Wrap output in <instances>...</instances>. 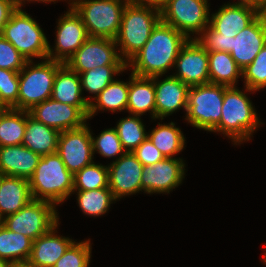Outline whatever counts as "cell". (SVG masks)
<instances>
[{"mask_svg": "<svg viewBox=\"0 0 266 267\" xmlns=\"http://www.w3.org/2000/svg\"><path fill=\"white\" fill-rule=\"evenodd\" d=\"M188 40L180 31L160 20L142 49L126 65L137 76H162L171 67L175 68L178 54Z\"/></svg>", "mask_w": 266, "mask_h": 267, "instance_id": "cell-1", "label": "cell"}, {"mask_svg": "<svg viewBox=\"0 0 266 267\" xmlns=\"http://www.w3.org/2000/svg\"><path fill=\"white\" fill-rule=\"evenodd\" d=\"M160 20L161 10L157 6L149 3L126 4L115 38L117 46H120L119 55L124 62L127 63L142 49Z\"/></svg>", "mask_w": 266, "mask_h": 267, "instance_id": "cell-2", "label": "cell"}, {"mask_svg": "<svg viewBox=\"0 0 266 267\" xmlns=\"http://www.w3.org/2000/svg\"><path fill=\"white\" fill-rule=\"evenodd\" d=\"M28 181L33 200L47 201L55 206L73 193L74 175L57 153L43 155Z\"/></svg>", "mask_w": 266, "mask_h": 267, "instance_id": "cell-3", "label": "cell"}, {"mask_svg": "<svg viewBox=\"0 0 266 267\" xmlns=\"http://www.w3.org/2000/svg\"><path fill=\"white\" fill-rule=\"evenodd\" d=\"M221 112L220 122L211 132H222L234 145L249 141L261 124L250 99L237 86L225 89Z\"/></svg>", "mask_w": 266, "mask_h": 267, "instance_id": "cell-4", "label": "cell"}, {"mask_svg": "<svg viewBox=\"0 0 266 267\" xmlns=\"http://www.w3.org/2000/svg\"><path fill=\"white\" fill-rule=\"evenodd\" d=\"M128 2L129 0H72L69 5L81 17L89 37L115 39Z\"/></svg>", "mask_w": 266, "mask_h": 267, "instance_id": "cell-5", "label": "cell"}, {"mask_svg": "<svg viewBox=\"0 0 266 267\" xmlns=\"http://www.w3.org/2000/svg\"><path fill=\"white\" fill-rule=\"evenodd\" d=\"M1 35L27 60L47 59L49 42L38 23L21 8H17L3 27Z\"/></svg>", "mask_w": 266, "mask_h": 267, "instance_id": "cell-6", "label": "cell"}, {"mask_svg": "<svg viewBox=\"0 0 266 267\" xmlns=\"http://www.w3.org/2000/svg\"><path fill=\"white\" fill-rule=\"evenodd\" d=\"M33 64V61H27L19 72L18 110L29 111L34 105L51 98L57 69L63 63L46 59Z\"/></svg>", "mask_w": 266, "mask_h": 267, "instance_id": "cell-7", "label": "cell"}, {"mask_svg": "<svg viewBox=\"0 0 266 267\" xmlns=\"http://www.w3.org/2000/svg\"><path fill=\"white\" fill-rule=\"evenodd\" d=\"M227 87L213 83L190 86L185 118L188 123L211 132L220 122Z\"/></svg>", "mask_w": 266, "mask_h": 267, "instance_id": "cell-8", "label": "cell"}, {"mask_svg": "<svg viewBox=\"0 0 266 267\" xmlns=\"http://www.w3.org/2000/svg\"><path fill=\"white\" fill-rule=\"evenodd\" d=\"M55 205L47 201L32 200L17 213L3 217V225L31 240L48 233L59 222Z\"/></svg>", "mask_w": 266, "mask_h": 267, "instance_id": "cell-9", "label": "cell"}, {"mask_svg": "<svg viewBox=\"0 0 266 267\" xmlns=\"http://www.w3.org/2000/svg\"><path fill=\"white\" fill-rule=\"evenodd\" d=\"M208 0H168L161 10V20L180 31L188 39L209 25ZM192 32V33H191Z\"/></svg>", "mask_w": 266, "mask_h": 267, "instance_id": "cell-10", "label": "cell"}, {"mask_svg": "<svg viewBox=\"0 0 266 267\" xmlns=\"http://www.w3.org/2000/svg\"><path fill=\"white\" fill-rule=\"evenodd\" d=\"M115 39L89 37L65 63L78 74L105 65H126L117 52Z\"/></svg>", "mask_w": 266, "mask_h": 267, "instance_id": "cell-11", "label": "cell"}, {"mask_svg": "<svg viewBox=\"0 0 266 267\" xmlns=\"http://www.w3.org/2000/svg\"><path fill=\"white\" fill-rule=\"evenodd\" d=\"M87 125L60 132L58 138L56 153L73 175L94 162L91 132Z\"/></svg>", "mask_w": 266, "mask_h": 267, "instance_id": "cell-12", "label": "cell"}, {"mask_svg": "<svg viewBox=\"0 0 266 267\" xmlns=\"http://www.w3.org/2000/svg\"><path fill=\"white\" fill-rule=\"evenodd\" d=\"M58 21L55 49L49 44L47 59L65 64L89 35L81 17L72 7Z\"/></svg>", "mask_w": 266, "mask_h": 267, "instance_id": "cell-13", "label": "cell"}, {"mask_svg": "<svg viewBox=\"0 0 266 267\" xmlns=\"http://www.w3.org/2000/svg\"><path fill=\"white\" fill-rule=\"evenodd\" d=\"M29 114L59 132L83 127L88 117L77 107L49 98L34 105Z\"/></svg>", "mask_w": 266, "mask_h": 267, "instance_id": "cell-14", "label": "cell"}, {"mask_svg": "<svg viewBox=\"0 0 266 267\" xmlns=\"http://www.w3.org/2000/svg\"><path fill=\"white\" fill-rule=\"evenodd\" d=\"M182 159L164 158L152 166H144L141 177V191L146 193H170L178 187L185 175Z\"/></svg>", "mask_w": 266, "mask_h": 267, "instance_id": "cell-15", "label": "cell"}, {"mask_svg": "<svg viewBox=\"0 0 266 267\" xmlns=\"http://www.w3.org/2000/svg\"><path fill=\"white\" fill-rule=\"evenodd\" d=\"M177 73L172 75L189 87L210 83L208 52L195 40L189 39L175 61Z\"/></svg>", "mask_w": 266, "mask_h": 267, "instance_id": "cell-16", "label": "cell"}, {"mask_svg": "<svg viewBox=\"0 0 266 267\" xmlns=\"http://www.w3.org/2000/svg\"><path fill=\"white\" fill-rule=\"evenodd\" d=\"M108 167V188L115 199L141 191L143 164L132 152L116 158Z\"/></svg>", "mask_w": 266, "mask_h": 267, "instance_id": "cell-17", "label": "cell"}, {"mask_svg": "<svg viewBox=\"0 0 266 267\" xmlns=\"http://www.w3.org/2000/svg\"><path fill=\"white\" fill-rule=\"evenodd\" d=\"M266 44V11L232 39L230 55L243 70L252 63Z\"/></svg>", "mask_w": 266, "mask_h": 267, "instance_id": "cell-18", "label": "cell"}, {"mask_svg": "<svg viewBox=\"0 0 266 267\" xmlns=\"http://www.w3.org/2000/svg\"><path fill=\"white\" fill-rule=\"evenodd\" d=\"M160 76H154L156 119L164 117L184 108L187 109L189 86L172 75L158 81Z\"/></svg>", "mask_w": 266, "mask_h": 267, "instance_id": "cell-19", "label": "cell"}, {"mask_svg": "<svg viewBox=\"0 0 266 267\" xmlns=\"http://www.w3.org/2000/svg\"><path fill=\"white\" fill-rule=\"evenodd\" d=\"M262 12L259 9L227 3L211 14L209 25L222 35H237L238 32L250 25Z\"/></svg>", "mask_w": 266, "mask_h": 267, "instance_id": "cell-20", "label": "cell"}, {"mask_svg": "<svg viewBox=\"0 0 266 267\" xmlns=\"http://www.w3.org/2000/svg\"><path fill=\"white\" fill-rule=\"evenodd\" d=\"M79 74L62 64L54 79L51 98L55 101L77 106L87 117L90 98H84Z\"/></svg>", "mask_w": 266, "mask_h": 267, "instance_id": "cell-21", "label": "cell"}, {"mask_svg": "<svg viewBox=\"0 0 266 267\" xmlns=\"http://www.w3.org/2000/svg\"><path fill=\"white\" fill-rule=\"evenodd\" d=\"M41 157L24 145L0 147V173L29 180Z\"/></svg>", "mask_w": 266, "mask_h": 267, "instance_id": "cell-22", "label": "cell"}, {"mask_svg": "<svg viewBox=\"0 0 266 267\" xmlns=\"http://www.w3.org/2000/svg\"><path fill=\"white\" fill-rule=\"evenodd\" d=\"M57 226L58 224L33 241L31 255L27 262L30 267H53L74 242L68 237L56 235Z\"/></svg>", "mask_w": 266, "mask_h": 267, "instance_id": "cell-23", "label": "cell"}, {"mask_svg": "<svg viewBox=\"0 0 266 267\" xmlns=\"http://www.w3.org/2000/svg\"><path fill=\"white\" fill-rule=\"evenodd\" d=\"M33 200L28 179L2 175L0 215L17 213ZM4 215V216H3Z\"/></svg>", "mask_w": 266, "mask_h": 267, "instance_id": "cell-24", "label": "cell"}, {"mask_svg": "<svg viewBox=\"0 0 266 267\" xmlns=\"http://www.w3.org/2000/svg\"><path fill=\"white\" fill-rule=\"evenodd\" d=\"M126 110L131 115H143L151 111V118H156L154 77H142L131 73Z\"/></svg>", "mask_w": 266, "mask_h": 267, "instance_id": "cell-25", "label": "cell"}, {"mask_svg": "<svg viewBox=\"0 0 266 267\" xmlns=\"http://www.w3.org/2000/svg\"><path fill=\"white\" fill-rule=\"evenodd\" d=\"M60 132L33 118L26 111V130L22 145L43 156L57 152Z\"/></svg>", "mask_w": 266, "mask_h": 267, "instance_id": "cell-26", "label": "cell"}, {"mask_svg": "<svg viewBox=\"0 0 266 267\" xmlns=\"http://www.w3.org/2000/svg\"><path fill=\"white\" fill-rule=\"evenodd\" d=\"M129 82L120 80L112 81L89 103L88 119L99 110H110L113 113L126 110L128 103Z\"/></svg>", "mask_w": 266, "mask_h": 267, "instance_id": "cell-27", "label": "cell"}, {"mask_svg": "<svg viewBox=\"0 0 266 267\" xmlns=\"http://www.w3.org/2000/svg\"><path fill=\"white\" fill-rule=\"evenodd\" d=\"M208 67L210 83L213 84L236 86L237 79L242 76V70L229 52H208Z\"/></svg>", "mask_w": 266, "mask_h": 267, "instance_id": "cell-28", "label": "cell"}, {"mask_svg": "<svg viewBox=\"0 0 266 267\" xmlns=\"http://www.w3.org/2000/svg\"><path fill=\"white\" fill-rule=\"evenodd\" d=\"M33 240L0 226V259L10 263L28 262Z\"/></svg>", "mask_w": 266, "mask_h": 267, "instance_id": "cell-29", "label": "cell"}, {"mask_svg": "<svg viewBox=\"0 0 266 267\" xmlns=\"http://www.w3.org/2000/svg\"><path fill=\"white\" fill-rule=\"evenodd\" d=\"M149 133L148 138L166 158H173V155L180 153L184 148V135L173 122L158 123V127Z\"/></svg>", "mask_w": 266, "mask_h": 267, "instance_id": "cell-30", "label": "cell"}, {"mask_svg": "<svg viewBox=\"0 0 266 267\" xmlns=\"http://www.w3.org/2000/svg\"><path fill=\"white\" fill-rule=\"evenodd\" d=\"M26 130V110L9 108L0 119V147L22 145Z\"/></svg>", "mask_w": 266, "mask_h": 267, "instance_id": "cell-31", "label": "cell"}, {"mask_svg": "<svg viewBox=\"0 0 266 267\" xmlns=\"http://www.w3.org/2000/svg\"><path fill=\"white\" fill-rule=\"evenodd\" d=\"M127 65H105L96 67L79 74L82 91L85 89L89 93L95 94V97L106 88L112 81L114 75H118L126 70Z\"/></svg>", "mask_w": 266, "mask_h": 267, "instance_id": "cell-32", "label": "cell"}, {"mask_svg": "<svg viewBox=\"0 0 266 267\" xmlns=\"http://www.w3.org/2000/svg\"><path fill=\"white\" fill-rule=\"evenodd\" d=\"M140 115L122 118L115 127L126 152H133L147 137Z\"/></svg>", "mask_w": 266, "mask_h": 267, "instance_id": "cell-33", "label": "cell"}, {"mask_svg": "<svg viewBox=\"0 0 266 267\" xmlns=\"http://www.w3.org/2000/svg\"><path fill=\"white\" fill-rule=\"evenodd\" d=\"M77 201L84 214L89 216H101L105 214L110 204L116 201L109 188H100L89 191H78Z\"/></svg>", "mask_w": 266, "mask_h": 267, "instance_id": "cell-34", "label": "cell"}, {"mask_svg": "<svg viewBox=\"0 0 266 267\" xmlns=\"http://www.w3.org/2000/svg\"><path fill=\"white\" fill-rule=\"evenodd\" d=\"M108 181V167L93 162L74 175L73 192L108 188Z\"/></svg>", "mask_w": 266, "mask_h": 267, "instance_id": "cell-35", "label": "cell"}, {"mask_svg": "<svg viewBox=\"0 0 266 267\" xmlns=\"http://www.w3.org/2000/svg\"><path fill=\"white\" fill-rule=\"evenodd\" d=\"M246 91H258L266 87V44L250 65L242 70Z\"/></svg>", "mask_w": 266, "mask_h": 267, "instance_id": "cell-36", "label": "cell"}, {"mask_svg": "<svg viewBox=\"0 0 266 267\" xmlns=\"http://www.w3.org/2000/svg\"><path fill=\"white\" fill-rule=\"evenodd\" d=\"M93 153L97 151L103 157H115L118 155L120 158L126 153L122 143L117 135L115 128H109L102 131L98 137L94 138L91 134Z\"/></svg>", "mask_w": 266, "mask_h": 267, "instance_id": "cell-37", "label": "cell"}, {"mask_svg": "<svg viewBox=\"0 0 266 267\" xmlns=\"http://www.w3.org/2000/svg\"><path fill=\"white\" fill-rule=\"evenodd\" d=\"M91 257L90 240L75 241L53 267H88Z\"/></svg>", "mask_w": 266, "mask_h": 267, "instance_id": "cell-38", "label": "cell"}, {"mask_svg": "<svg viewBox=\"0 0 266 267\" xmlns=\"http://www.w3.org/2000/svg\"><path fill=\"white\" fill-rule=\"evenodd\" d=\"M19 72L0 68V102L18 110Z\"/></svg>", "mask_w": 266, "mask_h": 267, "instance_id": "cell-39", "label": "cell"}, {"mask_svg": "<svg viewBox=\"0 0 266 267\" xmlns=\"http://www.w3.org/2000/svg\"><path fill=\"white\" fill-rule=\"evenodd\" d=\"M200 35L201 36L194 37L193 39H195L207 52H231L234 35H222V33L215 31L210 25L205 27Z\"/></svg>", "mask_w": 266, "mask_h": 267, "instance_id": "cell-40", "label": "cell"}, {"mask_svg": "<svg viewBox=\"0 0 266 267\" xmlns=\"http://www.w3.org/2000/svg\"><path fill=\"white\" fill-rule=\"evenodd\" d=\"M27 60L2 35H0V68L20 72Z\"/></svg>", "mask_w": 266, "mask_h": 267, "instance_id": "cell-41", "label": "cell"}, {"mask_svg": "<svg viewBox=\"0 0 266 267\" xmlns=\"http://www.w3.org/2000/svg\"><path fill=\"white\" fill-rule=\"evenodd\" d=\"M132 153L143 166H152L165 158L148 137Z\"/></svg>", "mask_w": 266, "mask_h": 267, "instance_id": "cell-42", "label": "cell"}, {"mask_svg": "<svg viewBox=\"0 0 266 267\" xmlns=\"http://www.w3.org/2000/svg\"><path fill=\"white\" fill-rule=\"evenodd\" d=\"M16 9L14 0H0V35L11 14Z\"/></svg>", "mask_w": 266, "mask_h": 267, "instance_id": "cell-43", "label": "cell"}, {"mask_svg": "<svg viewBox=\"0 0 266 267\" xmlns=\"http://www.w3.org/2000/svg\"><path fill=\"white\" fill-rule=\"evenodd\" d=\"M232 4L247 5V6L259 9L261 12L266 11V1L265 0H238V2H235Z\"/></svg>", "mask_w": 266, "mask_h": 267, "instance_id": "cell-44", "label": "cell"}, {"mask_svg": "<svg viewBox=\"0 0 266 267\" xmlns=\"http://www.w3.org/2000/svg\"><path fill=\"white\" fill-rule=\"evenodd\" d=\"M25 1H28V2H29V1H35V2H36V1H37V2H38V1H40V2L42 1V2H44V3H46V2L48 3V2H55V1H57V0H14L15 5H16L17 8H22V7H23L22 4L25 3ZM22 2H23V3H22Z\"/></svg>", "mask_w": 266, "mask_h": 267, "instance_id": "cell-45", "label": "cell"}, {"mask_svg": "<svg viewBox=\"0 0 266 267\" xmlns=\"http://www.w3.org/2000/svg\"><path fill=\"white\" fill-rule=\"evenodd\" d=\"M129 2H133V3H149L151 5L156 6V0H129Z\"/></svg>", "mask_w": 266, "mask_h": 267, "instance_id": "cell-46", "label": "cell"}, {"mask_svg": "<svg viewBox=\"0 0 266 267\" xmlns=\"http://www.w3.org/2000/svg\"><path fill=\"white\" fill-rule=\"evenodd\" d=\"M9 267H30L27 262L10 263Z\"/></svg>", "mask_w": 266, "mask_h": 267, "instance_id": "cell-47", "label": "cell"}, {"mask_svg": "<svg viewBox=\"0 0 266 267\" xmlns=\"http://www.w3.org/2000/svg\"><path fill=\"white\" fill-rule=\"evenodd\" d=\"M9 108L4 104V103H1L0 102V119L1 117L6 113V111L8 110Z\"/></svg>", "mask_w": 266, "mask_h": 267, "instance_id": "cell-48", "label": "cell"}, {"mask_svg": "<svg viewBox=\"0 0 266 267\" xmlns=\"http://www.w3.org/2000/svg\"><path fill=\"white\" fill-rule=\"evenodd\" d=\"M10 262L0 259V267H9Z\"/></svg>", "mask_w": 266, "mask_h": 267, "instance_id": "cell-49", "label": "cell"}, {"mask_svg": "<svg viewBox=\"0 0 266 267\" xmlns=\"http://www.w3.org/2000/svg\"><path fill=\"white\" fill-rule=\"evenodd\" d=\"M168 0H156V6L161 7L163 6Z\"/></svg>", "mask_w": 266, "mask_h": 267, "instance_id": "cell-50", "label": "cell"}, {"mask_svg": "<svg viewBox=\"0 0 266 267\" xmlns=\"http://www.w3.org/2000/svg\"><path fill=\"white\" fill-rule=\"evenodd\" d=\"M3 225V217L0 215V226Z\"/></svg>", "mask_w": 266, "mask_h": 267, "instance_id": "cell-51", "label": "cell"}, {"mask_svg": "<svg viewBox=\"0 0 266 267\" xmlns=\"http://www.w3.org/2000/svg\"><path fill=\"white\" fill-rule=\"evenodd\" d=\"M264 263L266 264V252H265V255H264Z\"/></svg>", "mask_w": 266, "mask_h": 267, "instance_id": "cell-52", "label": "cell"}, {"mask_svg": "<svg viewBox=\"0 0 266 267\" xmlns=\"http://www.w3.org/2000/svg\"><path fill=\"white\" fill-rule=\"evenodd\" d=\"M1 181H2V174L0 173V184H1Z\"/></svg>", "mask_w": 266, "mask_h": 267, "instance_id": "cell-53", "label": "cell"}]
</instances>
